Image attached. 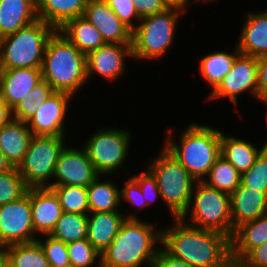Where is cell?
<instances>
[{
    "label": "cell",
    "mask_w": 267,
    "mask_h": 267,
    "mask_svg": "<svg viewBox=\"0 0 267 267\" xmlns=\"http://www.w3.org/2000/svg\"><path fill=\"white\" fill-rule=\"evenodd\" d=\"M162 228L161 247L172 257L194 267H220L231 257L230 238L225 234L184 223L180 218Z\"/></svg>",
    "instance_id": "obj_1"
},
{
    "label": "cell",
    "mask_w": 267,
    "mask_h": 267,
    "mask_svg": "<svg viewBox=\"0 0 267 267\" xmlns=\"http://www.w3.org/2000/svg\"><path fill=\"white\" fill-rule=\"evenodd\" d=\"M174 135V128L166 130L163 146L196 180L203 181L220 153L222 131L218 127L192 121ZM178 136V137H177ZM176 139H175V138Z\"/></svg>",
    "instance_id": "obj_2"
},
{
    "label": "cell",
    "mask_w": 267,
    "mask_h": 267,
    "mask_svg": "<svg viewBox=\"0 0 267 267\" xmlns=\"http://www.w3.org/2000/svg\"><path fill=\"white\" fill-rule=\"evenodd\" d=\"M162 244V228L125 218L113 242L100 254L104 267H151Z\"/></svg>",
    "instance_id": "obj_3"
},
{
    "label": "cell",
    "mask_w": 267,
    "mask_h": 267,
    "mask_svg": "<svg viewBox=\"0 0 267 267\" xmlns=\"http://www.w3.org/2000/svg\"><path fill=\"white\" fill-rule=\"evenodd\" d=\"M41 69L42 79L54 91L69 93L74 98L88 84L86 55L58 30L47 40Z\"/></svg>",
    "instance_id": "obj_4"
},
{
    "label": "cell",
    "mask_w": 267,
    "mask_h": 267,
    "mask_svg": "<svg viewBox=\"0 0 267 267\" xmlns=\"http://www.w3.org/2000/svg\"><path fill=\"white\" fill-rule=\"evenodd\" d=\"M146 165L157 180L162 202L171 213L169 216L180 218L189 206L196 180L163 145Z\"/></svg>",
    "instance_id": "obj_5"
},
{
    "label": "cell",
    "mask_w": 267,
    "mask_h": 267,
    "mask_svg": "<svg viewBox=\"0 0 267 267\" xmlns=\"http://www.w3.org/2000/svg\"><path fill=\"white\" fill-rule=\"evenodd\" d=\"M185 15L176 9H166L161 13L142 18L132 31L133 60L157 62L175 44L179 20ZM157 60V61H156Z\"/></svg>",
    "instance_id": "obj_6"
},
{
    "label": "cell",
    "mask_w": 267,
    "mask_h": 267,
    "mask_svg": "<svg viewBox=\"0 0 267 267\" xmlns=\"http://www.w3.org/2000/svg\"><path fill=\"white\" fill-rule=\"evenodd\" d=\"M180 219L193 227L233 235L231 198L228 193L196 181L187 210Z\"/></svg>",
    "instance_id": "obj_7"
},
{
    "label": "cell",
    "mask_w": 267,
    "mask_h": 267,
    "mask_svg": "<svg viewBox=\"0 0 267 267\" xmlns=\"http://www.w3.org/2000/svg\"><path fill=\"white\" fill-rule=\"evenodd\" d=\"M55 29L42 20L0 38V69L42 67L47 40Z\"/></svg>",
    "instance_id": "obj_8"
},
{
    "label": "cell",
    "mask_w": 267,
    "mask_h": 267,
    "mask_svg": "<svg viewBox=\"0 0 267 267\" xmlns=\"http://www.w3.org/2000/svg\"><path fill=\"white\" fill-rule=\"evenodd\" d=\"M104 128L99 126V129L93 131L87 140L83 142V147L86 150L93 167L99 174L118 175L121 171L126 170V160L130 157L132 146L133 133L123 127L117 128L113 126ZM115 127V128H114ZM129 156V157H128ZM114 174V175H113Z\"/></svg>",
    "instance_id": "obj_9"
},
{
    "label": "cell",
    "mask_w": 267,
    "mask_h": 267,
    "mask_svg": "<svg viewBox=\"0 0 267 267\" xmlns=\"http://www.w3.org/2000/svg\"><path fill=\"white\" fill-rule=\"evenodd\" d=\"M61 136L33 135L28 151L17 169L28 188L50 187L59 154L67 144Z\"/></svg>",
    "instance_id": "obj_10"
},
{
    "label": "cell",
    "mask_w": 267,
    "mask_h": 267,
    "mask_svg": "<svg viewBox=\"0 0 267 267\" xmlns=\"http://www.w3.org/2000/svg\"><path fill=\"white\" fill-rule=\"evenodd\" d=\"M258 58L239 54L231 70L225 75L217 88L206 98V101L230 100L232 105L238 108V98L243 94L251 95L258 101Z\"/></svg>",
    "instance_id": "obj_11"
},
{
    "label": "cell",
    "mask_w": 267,
    "mask_h": 267,
    "mask_svg": "<svg viewBox=\"0 0 267 267\" xmlns=\"http://www.w3.org/2000/svg\"><path fill=\"white\" fill-rule=\"evenodd\" d=\"M37 238L28 188L19 199L0 206V251L8 245L30 243Z\"/></svg>",
    "instance_id": "obj_12"
},
{
    "label": "cell",
    "mask_w": 267,
    "mask_h": 267,
    "mask_svg": "<svg viewBox=\"0 0 267 267\" xmlns=\"http://www.w3.org/2000/svg\"><path fill=\"white\" fill-rule=\"evenodd\" d=\"M74 101L76 100L69 93L57 91L52 93L27 121L32 135L61 137L70 135L65 125L68 123L67 120L69 121L68 110Z\"/></svg>",
    "instance_id": "obj_13"
},
{
    "label": "cell",
    "mask_w": 267,
    "mask_h": 267,
    "mask_svg": "<svg viewBox=\"0 0 267 267\" xmlns=\"http://www.w3.org/2000/svg\"><path fill=\"white\" fill-rule=\"evenodd\" d=\"M133 59L131 44L106 43L86 55L87 81L99 75L105 81L114 84L126 76V61ZM121 77V78H120ZM91 78V79H90Z\"/></svg>",
    "instance_id": "obj_14"
},
{
    "label": "cell",
    "mask_w": 267,
    "mask_h": 267,
    "mask_svg": "<svg viewBox=\"0 0 267 267\" xmlns=\"http://www.w3.org/2000/svg\"><path fill=\"white\" fill-rule=\"evenodd\" d=\"M99 175L84 147L67 143L59 154L51 186L87 187Z\"/></svg>",
    "instance_id": "obj_15"
},
{
    "label": "cell",
    "mask_w": 267,
    "mask_h": 267,
    "mask_svg": "<svg viewBox=\"0 0 267 267\" xmlns=\"http://www.w3.org/2000/svg\"><path fill=\"white\" fill-rule=\"evenodd\" d=\"M83 16L100 31L105 43L131 44L132 30L104 0H89Z\"/></svg>",
    "instance_id": "obj_16"
},
{
    "label": "cell",
    "mask_w": 267,
    "mask_h": 267,
    "mask_svg": "<svg viewBox=\"0 0 267 267\" xmlns=\"http://www.w3.org/2000/svg\"><path fill=\"white\" fill-rule=\"evenodd\" d=\"M30 203L35 234L49 235L63 214L58 196L50 187H33Z\"/></svg>",
    "instance_id": "obj_17"
},
{
    "label": "cell",
    "mask_w": 267,
    "mask_h": 267,
    "mask_svg": "<svg viewBox=\"0 0 267 267\" xmlns=\"http://www.w3.org/2000/svg\"><path fill=\"white\" fill-rule=\"evenodd\" d=\"M235 42L241 54L259 58L267 55V9L247 11Z\"/></svg>",
    "instance_id": "obj_18"
},
{
    "label": "cell",
    "mask_w": 267,
    "mask_h": 267,
    "mask_svg": "<svg viewBox=\"0 0 267 267\" xmlns=\"http://www.w3.org/2000/svg\"><path fill=\"white\" fill-rule=\"evenodd\" d=\"M41 80V67L0 69L3 102L12 110Z\"/></svg>",
    "instance_id": "obj_19"
},
{
    "label": "cell",
    "mask_w": 267,
    "mask_h": 267,
    "mask_svg": "<svg viewBox=\"0 0 267 267\" xmlns=\"http://www.w3.org/2000/svg\"><path fill=\"white\" fill-rule=\"evenodd\" d=\"M230 198L233 233L238 226L255 220L267 212V194L250 189L242 183L230 194Z\"/></svg>",
    "instance_id": "obj_20"
},
{
    "label": "cell",
    "mask_w": 267,
    "mask_h": 267,
    "mask_svg": "<svg viewBox=\"0 0 267 267\" xmlns=\"http://www.w3.org/2000/svg\"><path fill=\"white\" fill-rule=\"evenodd\" d=\"M124 220L123 211L89 213L87 240L101 254L113 242Z\"/></svg>",
    "instance_id": "obj_21"
},
{
    "label": "cell",
    "mask_w": 267,
    "mask_h": 267,
    "mask_svg": "<svg viewBox=\"0 0 267 267\" xmlns=\"http://www.w3.org/2000/svg\"><path fill=\"white\" fill-rule=\"evenodd\" d=\"M32 136L27 122L14 118L0 128V151L13 167L23 161Z\"/></svg>",
    "instance_id": "obj_22"
},
{
    "label": "cell",
    "mask_w": 267,
    "mask_h": 267,
    "mask_svg": "<svg viewBox=\"0 0 267 267\" xmlns=\"http://www.w3.org/2000/svg\"><path fill=\"white\" fill-rule=\"evenodd\" d=\"M36 0H0V38L37 20Z\"/></svg>",
    "instance_id": "obj_23"
},
{
    "label": "cell",
    "mask_w": 267,
    "mask_h": 267,
    "mask_svg": "<svg viewBox=\"0 0 267 267\" xmlns=\"http://www.w3.org/2000/svg\"><path fill=\"white\" fill-rule=\"evenodd\" d=\"M254 144L252 141L239 138V136L232 134L227 135L222 131L220 153L222 157L229 161L242 174L252 167L257 156L266 147L264 142L258 147Z\"/></svg>",
    "instance_id": "obj_24"
},
{
    "label": "cell",
    "mask_w": 267,
    "mask_h": 267,
    "mask_svg": "<svg viewBox=\"0 0 267 267\" xmlns=\"http://www.w3.org/2000/svg\"><path fill=\"white\" fill-rule=\"evenodd\" d=\"M37 18L60 29L67 21L84 15L89 0H36Z\"/></svg>",
    "instance_id": "obj_25"
},
{
    "label": "cell",
    "mask_w": 267,
    "mask_h": 267,
    "mask_svg": "<svg viewBox=\"0 0 267 267\" xmlns=\"http://www.w3.org/2000/svg\"><path fill=\"white\" fill-rule=\"evenodd\" d=\"M267 241V212L238 226L230 238L231 257L241 260L250 250Z\"/></svg>",
    "instance_id": "obj_26"
},
{
    "label": "cell",
    "mask_w": 267,
    "mask_h": 267,
    "mask_svg": "<svg viewBox=\"0 0 267 267\" xmlns=\"http://www.w3.org/2000/svg\"><path fill=\"white\" fill-rule=\"evenodd\" d=\"M110 176L100 174L87 186L89 213L122 211L119 188L121 186L110 180Z\"/></svg>",
    "instance_id": "obj_27"
},
{
    "label": "cell",
    "mask_w": 267,
    "mask_h": 267,
    "mask_svg": "<svg viewBox=\"0 0 267 267\" xmlns=\"http://www.w3.org/2000/svg\"><path fill=\"white\" fill-rule=\"evenodd\" d=\"M58 31L85 55L106 44L100 31L84 16L67 21Z\"/></svg>",
    "instance_id": "obj_28"
},
{
    "label": "cell",
    "mask_w": 267,
    "mask_h": 267,
    "mask_svg": "<svg viewBox=\"0 0 267 267\" xmlns=\"http://www.w3.org/2000/svg\"><path fill=\"white\" fill-rule=\"evenodd\" d=\"M233 52L211 51L207 55L199 58L198 70L201 78L210 86L212 93L221 83L225 75L231 70L236 57L240 54L237 44L235 43Z\"/></svg>",
    "instance_id": "obj_29"
},
{
    "label": "cell",
    "mask_w": 267,
    "mask_h": 267,
    "mask_svg": "<svg viewBox=\"0 0 267 267\" xmlns=\"http://www.w3.org/2000/svg\"><path fill=\"white\" fill-rule=\"evenodd\" d=\"M1 252L16 267H50L42 247L37 241L8 245Z\"/></svg>",
    "instance_id": "obj_30"
},
{
    "label": "cell",
    "mask_w": 267,
    "mask_h": 267,
    "mask_svg": "<svg viewBox=\"0 0 267 267\" xmlns=\"http://www.w3.org/2000/svg\"><path fill=\"white\" fill-rule=\"evenodd\" d=\"M88 214L63 212L49 234L65 244L87 238Z\"/></svg>",
    "instance_id": "obj_31"
},
{
    "label": "cell",
    "mask_w": 267,
    "mask_h": 267,
    "mask_svg": "<svg viewBox=\"0 0 267 267\" xmlns=\"http://www.w3.org/2000/svg\"><path fill=\"white\" fill-rule=\"evenodd\" d=\"M203 182L230 195L241 184V174L229 161L220 155Z\"/></svg>",
    "instance_id": "obj_32"
},
{
    "label": "cell",
    "mask_w": 267,
    "mask_h": 267,
    "mask_svg": "<svg viewBox=\"0 0 267 267\" xmlns=\"http://www.w3.org/2000/svg\"><path fill=\"white\" fill-rule=\"evenodd\" d=\"M54 92L48 82L41 80L12 109V117L27 122L35 114L38 107Z\"/></svg>",
    "instance_id": "obj_33"
},
{
    "label": "cell",
    "mask_w": 267,
    "mask_h": 267,
    "mask_svg": "<svg viewBox=\"0 0 267 267\" xmlns=\"http://www.w3.org/2000/svg\"><path fill=\"white\" fill-rule=\"evenodd\" d=\"M58 196L63 212L89 214L87 187L50 186Z\"/></svg>",
    "instance_id": "obj_34"
},
{
    "label": "cell",
    "mask_w": 267,
    "mask_h": 267,
    "mask_svg": "<svg viewBox=\"0 0 267 267\" xmlns=\"http://www.w3.org/2000/svg\"><path fill=\"white\" fill-rule=\"evenodd\" d=\"M124 172L129 177L126 178V180L122 179L124 185H121L123 186L122 188L120 187L121 210H124L122 207L127 203V206L130 205L131 207L133 206V208H129L130 213L128 212L129 209L126 210L127 212L123 211L125 218L139 219V214L141 213L140 211H144V208H147V203L144 200V196L138 182L130 175V172Z\"/></svg>",
    "instance_id": "obj_35"
},
{
    "label": "cell",
    "mask_w": 267,
    "mask_h": 267,
    "mask_svg": "<svg viewBox=\"0 0 267 267\" xmlns=\"http://www.w3.org/2000/svg\"><path fill=\"white\" fill-rule=\"evenodd\" d=\"M70 265L73 267H99L100 253L86 239L67 244ZM97 263V264H96Z\"/></svg>",
    "instance_id": "obj_36"
},
{
    "label": "cell",
    "mask_w": 267,
    "mask_h": 267,
    "mask_svg": "<svg viewBox=\"0 0 267 267\" xmlns=\"http://www.w3.org/2000/svg\"><path fill=\"white\" fill-rule=\"evenodd\" d=\"M27 190L17 167L0 174V206L19 199Z\"/></svg>",
    "instance_id": "obj_37"
},
{
    "label": "cell",
    "mask_w": 267,
    "mask_h": 267,
    "mask_svg": "<svg viewBox=\"0 0 267 267\" xmlns=\"http://www.w3.org/2000/svg\"><path fill=\"white\" fill-rule=\"evenodd\" d=\"M241 183L267 194V147L260 152L252 167L241 174Z\"/></svg>",
    "instance_id": "obj_38"
},
{
    "label": "cell",
    "mask_w": 267,
    "mask_h": 267,
    "mask_svg": "<svg viewBox=\"0 0 267 267\" xmlns=\"http://www.w3.org/2000/svg\"><path fill=\"white\" fill-rule=\"evenodd\" d=\"M42 236V237H41ZM38 236L36 241L42 247L50 267H69L67 244L61 240L55 239L50 235Z\"/></svg>",
    "instance_id": "obj_39"
},
{
    "label": "cell",
    "mask_w": 267,
    "mask_h": 267,
    "mask_svg": "<svg viewBox=\"0 0 267 267\" xmlns=\"http://www.w3.org/2000/svg\"><path fill=\"white\" fill-rule=\"evenodd\" d=\"M131 176L138 182L147 207L154 205V202L162 201L157 180L146 167L145 170H141L140 173H134V175L131 174Z\"/></svg>",
    "instance_id": "obj_40"
},
{
    "label": "cell",
    "mask_w": 267,
    "mask_h": 267,
    "mask_svg": "<svg viewBox=\"0 0 267 267\" xmlns=\"http://www.w3.org/2000/svg\"><path fill=\"white\" fill-rule=\"evenodd\" d=\"M119 19L132 31L141 20L138 16L135 4L131 0H104Z\"/></svg>",
    "instance_id": "obj_41"
},
{
    "label": "cell",
    "mask_w": 267,
    "mask_h": 267,
    "mask_svg": "<svg viewBox=\"0 0 267 267\" xmlns=\"http://www.w3.org/2000/svg\"><path fill=\"white\" fill-rule=\"evenodd\" d=\"M140 19L161 13L167 9L163 0H131Z\"/></svg>",
    "instance_id": "obj_42"
},
{
    "label": "cell",
    "mask_w": 267,
    "mask_h": 267,
    "mask_svg": "<svg viewBox=\"0 0 267 267\" xmlns=\"http://www.w3.org/2000/svg\"><path fill=\"white\" fill-rule=\"evenodd\" d=\"M241 260L249 267H267V241L250 250Z\"/></svg>",
    "instance_id": "obj_43"
},
{
    "label": "cell",
    "mask_w": 267,
    "mask_h": 267,
    "mask_svg": "<svg viewBox=\"0 0 267 267\" xmlns=\"http://www.w3.org/2000/svg\"><path fill=\"white\" fill-rule=\"evenodd\" d=\"M151 267H194L183 260L172 257L162 247L158 250Z\"/></svg>",
    "instance_id": "obj_44"
},
{
    "label": "cell",
    "mask_w": 267,
    "mask_h": 267,
    "mask_svg": "<svg viewBox=\"0 0 267 267\" xmlns=\"http://www.w3.org/2000/svg\"><path fill=\"white\" fill-rule=\"evenodd\" d=\"M258 102L267 100V55L258 58Z\"/></svg>",
    "instance_id": "obj_45"
},
{
    "label": "cell",
    "mask_w": 267,
    "mask_h": 267,
    "mask_svg": "<svg viewBox=\"0 0 267 267\" xmlns=\"http://www.w3.org/2000/svg\"><path fill=\"white\" fill-rule=\"evenodd\" d=\"M165 6L168 8V9H176V10H179L181 12H183L185 14V17L187 12H188V9H191L192 7H189V6H193L194 4H196L197 2L198 3H210L211 4V1L210 0H163Z\"/></svg>",
    "instance_id": "obj_46"
},
{
    "label": "cell",
    "mask_w": 267,
    "mask_h": 267,
    "mask_svg": "<svg viewBox=\"0 0 267 267\" xmlns=\"http://www.w3.org/2000/svg\"><path fill=\"white\" fill-rule=\"evenodd\" d=\"M12 110L3 102L0 93V128L12 119Z\"/></svg>",
    "instance_id": "obj_47"
},
{
    "label": "cell",
    "mask_w": 267,
    "mask_h": 267,
    "mask_svg": "<svg viewBox=\"0 0 267 267\" xmlns=\"http://www.w3.org/2000/svg\"><path fill=\"white\" fill-rule=\"evenodd\" d=\"M13 166L7 160L6 156L0 151V174L11 170Z\"/></svg>",
    "instance_id": "obj_48"
},
{
    "label": "cell",
    "mask_w": 267,
    "mask_h": 267,
    "mask_svg": "<svg viewBox=\"0 0 267 267\" xmlns=\"http://www.w3.org/2000/svg\"><path fill=\"white\" fill-rule=\"evenodd\" d=\"M0 267H16L1 251H0Z\"/></svg>",
    "instance_id": "obj_49"
},
{
    "label": "cell",
    "mask_w": 267,
    "mask_h": 267,
    "mask_svg": "<svg viewBox=\"0 0 267 267\" xmlns=\"http://www.w3.org/2000/svg\"><path fill=\"white\" fill-rule=\"evenodd\" d=\"M220 267H237V259L230 257L223 265Z\"/></svg>",
    "instance_id": "obj_50"
},
{
    "label": "cell",
    "mask_w": 267,
    "mask_h": 267,
    "mask_svg": "<svg viewBox=\"0 0 267 267\" xmlns=\"http://www.w3.org/2000/svg\"><path fill=\"white\" fill-rule=\"evenodd\" d=\"M260 103H262V105L264 104L265 105V108L267 107V100H265V101H262V102H260ZM266 114V115H265ZM265 114H264V117H265V125L267 126V109H266V111H265ZM267 138V137H266ZM262 142H264L265 143V145H266V147H267V139L265 140V141H262Z\"/></svg>",
    "instance_id": "obj_51"
},
{
    "label": "cell",
    "mask_w": 267,
    "mask_h": 267,
    "mask_svg": "<svg viewBox=\"0 0 267 267\" xmlns=\"http://www.w3.org/2000/svg\"><path fill=\"white\" fill-rule=\"evenodd\" d=\"M237 267H249L242 260L237 259Z\"/></svg>",
    "instance_id": "obj_52"
}]
</instances>
